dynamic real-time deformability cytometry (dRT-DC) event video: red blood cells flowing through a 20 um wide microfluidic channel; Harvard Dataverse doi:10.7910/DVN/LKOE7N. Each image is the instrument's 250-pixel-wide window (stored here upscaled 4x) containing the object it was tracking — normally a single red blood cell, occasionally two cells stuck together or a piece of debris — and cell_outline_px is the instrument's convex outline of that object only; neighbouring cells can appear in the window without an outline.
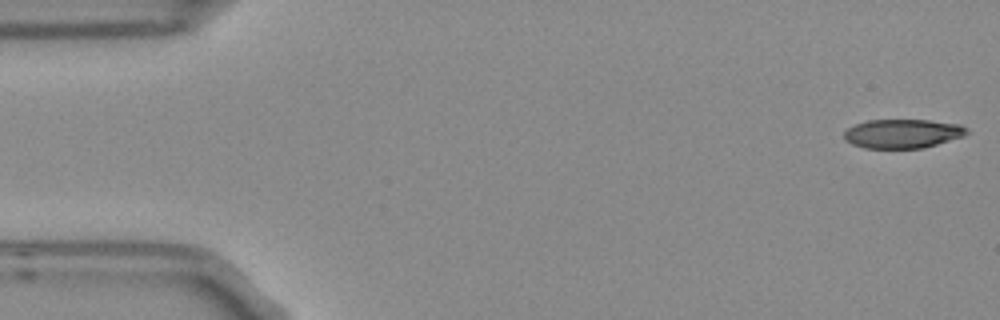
{"species": "Egyptian fruit bat (a non-hibernating species)", "species_latin": "Rousettus aegyptiacus", "temperature_condition": "room temperature", "stored_images_in_passage": 6, "camera_frame_rate_fps": 3000, "um_per_image_px": 0.085, "frame": {"image": 1, "passage_image": 1, "time_ms": 0.0, "image_size_px": [1000, 320], "cell_outline_px": [[968, 132], [964, 136], [924, 148], [864, 148], [852, 144], [844, 140], [844, 132], [848, 128], [856, 124], [868, 120], [928, 120], [960, 124], [968, 128]], "centroid_in_image_um": [76.73, 11.36], "position_along_channel_um": 8.3, "area_um2": 20.81}}